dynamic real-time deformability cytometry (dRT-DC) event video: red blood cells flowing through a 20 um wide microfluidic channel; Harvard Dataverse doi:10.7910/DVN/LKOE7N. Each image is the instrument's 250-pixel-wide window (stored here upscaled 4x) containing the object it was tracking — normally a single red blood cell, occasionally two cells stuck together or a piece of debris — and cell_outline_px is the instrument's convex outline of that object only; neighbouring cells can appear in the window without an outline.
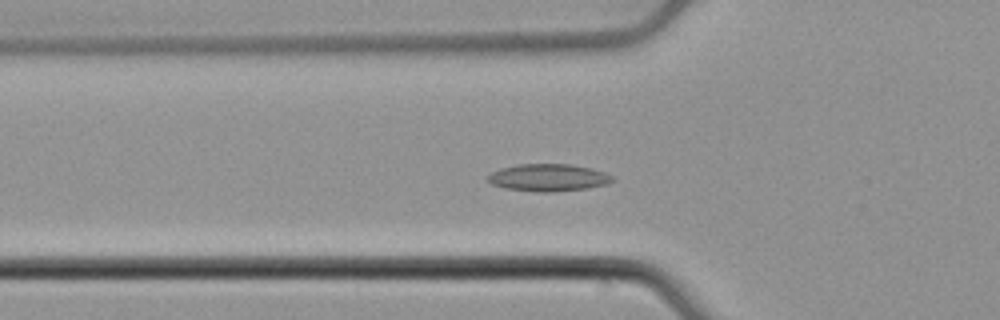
{"species": "common noctule bat (a hibernating species)", "species_latin": "Nyctalus noctula", "temperature_condition": "cold", "stored_images_in_passage": 55, "camera_frame_rate_fps": 3000, "um_per_image_px": 0.085, "animal": {"sex": "male", "body_mass_g": 21.5, "forearm_length_mm": 52.0}, "frame": {"image": 1, "passage_image": 19, "time_ms": 6.0, "image_size_px": [1000, 320], "cell_outline_px": [[616, 180], [608, 184], [588, 188], [552, 192], [536, 192], [504, 188], [492, 184], [484, 180], [484, 176], [500, 168], [520, 164], [572, 164], [592, 168], [604, 172], [612, 176]], "centroid_in_image_um": [46.58, 15.1], "position_along_channel_um": 79.2, "area_um2": 20.17}}
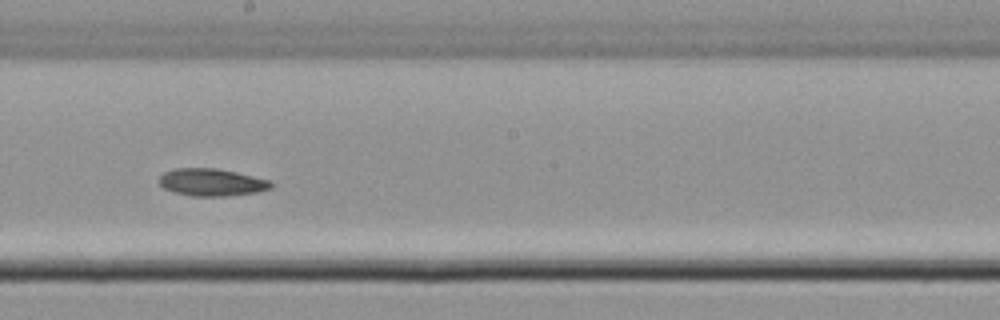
{"frame": {"image": 2, "passage_image": 31, "time_ms": 10.0, "image_size_px": [1000, 320], "cell_outline_px": [[272, 188], [256, 192], [224, 196], [192, 196], [176, 192], [164, 188], [160, 184], [160, 176], [164, 172], [172, 168], [216, 168], [236, 172], [268, 180], [272, 184]], "centroid_in_image_um": [17.97, 15.49], "position_along_channel_um": 230.2, "area_um2": 17.63}}
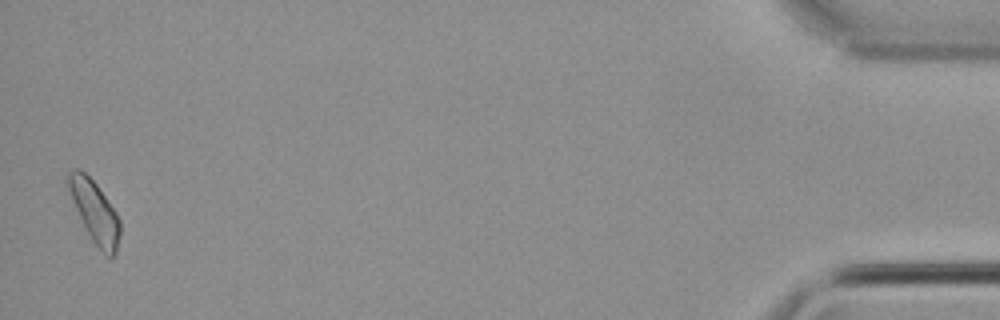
{"frame": {"image": 3, "passage_image": 54, "time_ms": 17.667, "image_size_px": [1000, 320], "cell_outline_px": [[120, 236], [116, 252], [108, 260], [104, 256], [92, 240], [76, 208], [64, 180], [68, 172], [76, 168], [80, 168], [96, 184], [116, 212], [120, 220]], "centroid_in_image_um": [8.05, 18.0], "position_along_channel_um": 427.2, "area_um2": 18.55}, "authors_computed_cell_mechanics": {"area_um2": 17.8602, "velocity_mm_per_s": 3.7881, "shape_relaxation_time_tau1_ms": null, "shape_relaxation_time_tau2_ms": 3.4682, "deformation_change_tau1": null, "deformation_change_tau2": 0.0671}}